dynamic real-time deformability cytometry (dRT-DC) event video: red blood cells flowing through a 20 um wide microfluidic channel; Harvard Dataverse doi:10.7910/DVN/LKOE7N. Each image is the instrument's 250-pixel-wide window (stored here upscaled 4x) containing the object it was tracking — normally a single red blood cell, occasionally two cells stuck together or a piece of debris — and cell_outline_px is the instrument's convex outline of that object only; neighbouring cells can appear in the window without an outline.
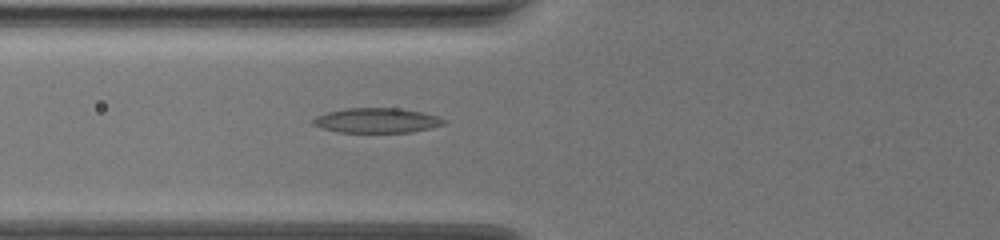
{"species": "common noctule bat (a hibernating species)", "species_latin": "Nyctalus noctula", "temperature_condition": "warm", "stored_images_in_passage": 40, "camera_frame_rate_fps": 3000, "um_per_image_px": 0.085, "animal": {"sex": "female", "body_mass_g": 19.5, "forearm_length_mm": 54.1}, "frame": {"image": 1, "passage_image": 12, "time_ms": 3.667, "image_size_px": [1000, 240], "cell_outline_px": [[448, 120], [444, 124], [428, 128], [408, 132], [340, 132], [324, 128], [312, 124], [312, 120], [316, 116], [328, 112], [348, 108], [396, 108], [420, 112], [436, 116]], "centroid_in_image_um": [32.01, 10.23], "position_along_channel_um": 93.8, "area_um2": 18.55}}
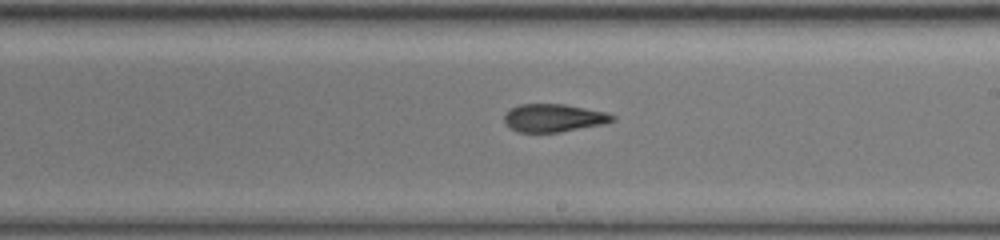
{"frame": {"image": 2, "passage_image": 24, "time_ms": 7.667, "image_size_px": [1000, 240], "cell_outline_px": [[616, 120], [600, 124], [560, 132], [516, 132], [508, 128], [504, 124], [504, 116], [512, 108], [520, 104], [564, 104], [604, 112], [616, 116]], "centroid_in_image_um": [47.01, 10.03], "position_along_channel_um": 242.0, "area_um2": 17.46}}
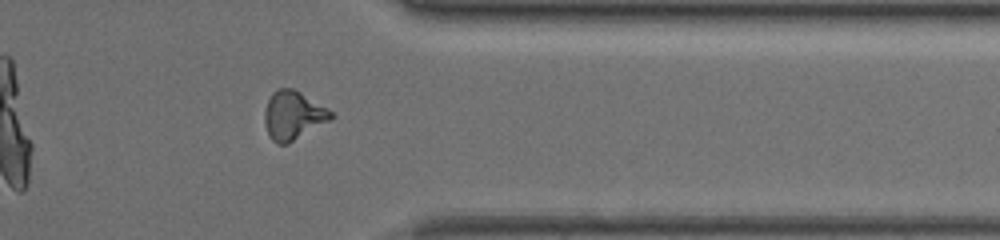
{"frame": {"image": 3, "passage_image": 36, "time_ms": 11.667, "image_size_px": [1000, 240], "cell_outline_px": [[332, 116], [328, 120], [288, 144], [276, 144], [272, 140], [268, 132], [264, 120], [264, 112], [268, 100], [272, 92], [280, 88], [292, 88], [300, 92], [328, 108], [332, 112]], "centroid_in_image_um": [24.88, 9.8], "position_along_channel_um": 386.5, "area_um2": 18.44}, "authors_computed_cell_mechanics": {"area_um2": 17.918, "velocity_mm_per_s": 3.7027, "shape_relaxation_time_tau1_ms": 10.7261, "shape_relaxation_time_tau2_ms": 1.4974, "deformation_change_tau1": 0.2802, "deformation_change_tau2": 0.0935}}